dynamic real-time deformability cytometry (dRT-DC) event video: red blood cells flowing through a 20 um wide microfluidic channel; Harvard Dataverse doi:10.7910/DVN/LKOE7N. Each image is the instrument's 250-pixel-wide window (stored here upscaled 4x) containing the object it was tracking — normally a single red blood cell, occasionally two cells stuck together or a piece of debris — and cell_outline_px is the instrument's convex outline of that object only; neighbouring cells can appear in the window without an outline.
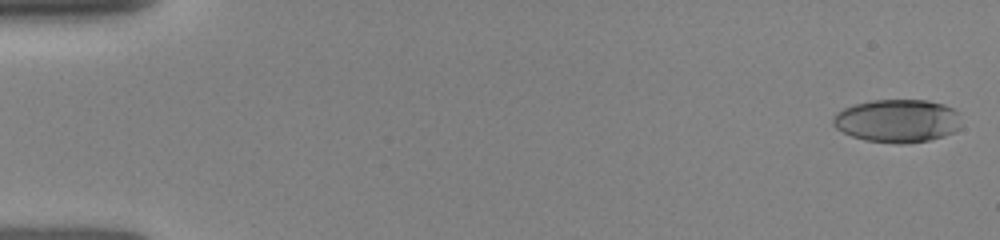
{"species": "human", "species_latin": "Homo sapiens", "temperature_condition": "room temperature", "stored_images_in_passage": 12, "camera_frame_rate_fps": 3000, "um_per_image_px": 0.085, "donor": {"sex": "female"}, "frame": {"image": 1, "passage_image": 1, "time_ms": 0.0, "image_size_px": [1000, 240], "cell_outline_px": [[960, 128], [956, 132], [944, 136], [928, 140], [904, 144], [900, 144], [864, 140], [852, 136], [836, 128], [832, 124], [832, 116], [836, 112], [844, 108], [856, 104], [872, 100], [928, 100], [944, 104], [952, 108], [956, 112]], "centroid_in_image_um": [76.26, 10.27], "position_along_channel_um": 8.7, "area_um2": 32.25}}
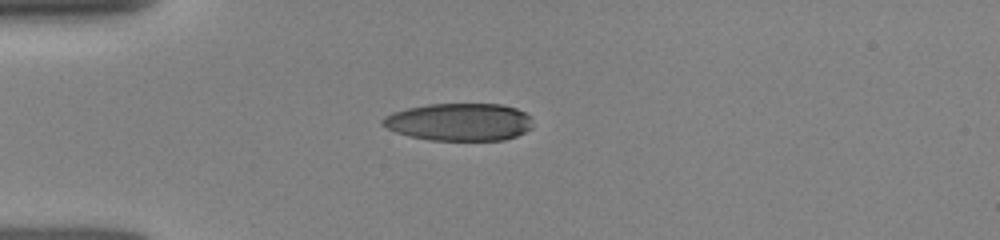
{"frame": {"image": 2, "passage_image": 9, "time_ms": 4.0, "image_size_px": [1000, 240], "cell_outline_px": [[532, 128], [516, 136], [504, 140], [428, 140], [408, 136], [396, 132], [380, 124], [380, 120], [384, 116], [392, 112], [408, 108], [428, 104], [500, 104], [516, 108], [532, 116]], "centroid_in_image_um": [39.03, 10.37], "position_along_channel_um": 46.0, "area_um2": 33.12}}
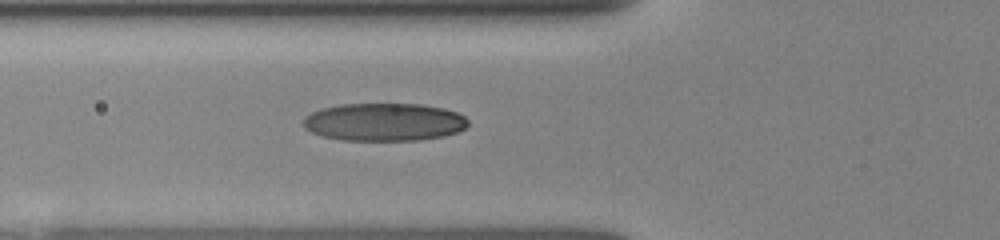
{"frame": {"image": 3, "passage_image": 12, "time_ms": 5.667, "image_size_px": [1000, 240], "cell_outline_px": [[468, 124], [464, 128], [456, 132], [444, 136], [420, 140], [344, 140], [324, 136], [312, 132], [304, 128], [304, 116], [320, 108], [340, 104], [420, 104], [444, 108], [456, 112], [464, 116], [468, 120]], "centroid_in_image_um": [32.65, 10.36], "position_along_channel_um": 93.2, "area_um2": 36.36}}